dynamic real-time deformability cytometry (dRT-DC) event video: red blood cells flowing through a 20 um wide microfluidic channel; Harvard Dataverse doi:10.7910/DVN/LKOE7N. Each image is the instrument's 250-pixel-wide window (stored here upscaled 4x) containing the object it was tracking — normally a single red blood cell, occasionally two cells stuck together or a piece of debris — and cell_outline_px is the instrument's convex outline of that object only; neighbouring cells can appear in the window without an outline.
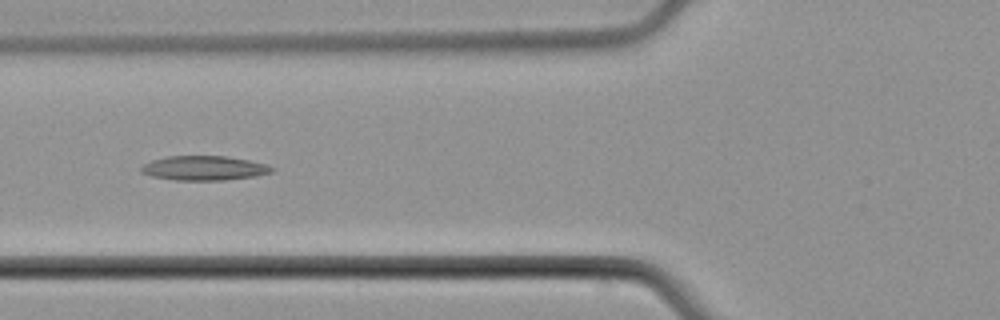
{"species": "common noctule bat (a hibernating species)", "species_latin": "Nyctalus noctula", "temperature_condition": "cold", "stored_images_in_passage": 9, "camera_frame_rate_fps": 3000, "um_per_image_px": 0.085, "animal": {"sex": "male", "body_mass_g": 21.5, "forearm_length_mm": 52.0}, "frame": {"image": 1, "passage_image": 6, "time_ms": 6.333, "image_size_px": [1000, 320], "cell_outline_px": [[276, 168], [272, 172], [256, 176], [224, 180], [176, 180], [152, 176], [140, 172], [140, 168], [144, 164], [152, 160], [168, 156], [224, 156], [248, 160], [268, 164]], "centroid_in_image_um": [17.37, 14.29], "position_along_channel_um": 108.4, "area_um2": 18.61}}
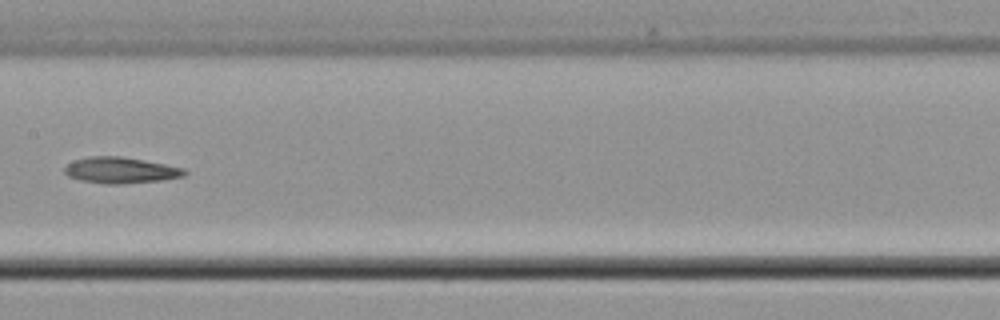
{"frame": {"image": 2, "passage_image": 8, "time_ms": 8.667, "image_size_px": [1000, 320], "cell_outline_px": [[188, 172], [184, 176], [160, 180], [120, 184], [104, 184], [80, 180], [68, 176], [64, 172], [64, 168], [68, 164], [76, 160], [88, 156], [120, 156], [144, 160], [184, 168]], "centroid_in_image_um": [10.24, 14.47], "position_along_channel_um": 197.2, "area_um2": 18.15}}
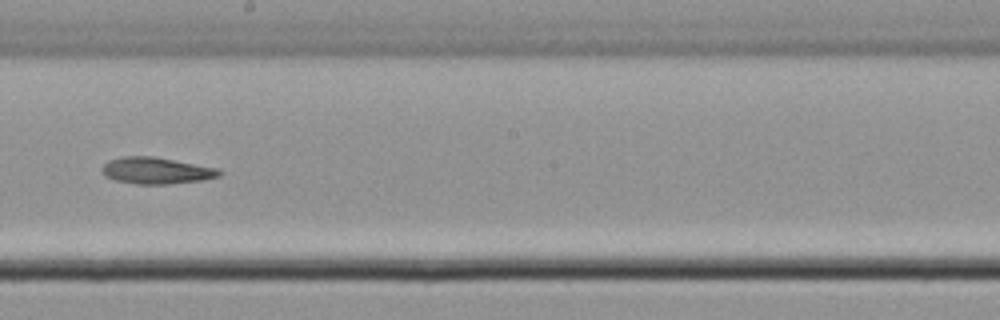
{"frame": {"image": 3, "passage_image": 9, "time_ms": 9.667, "image_size_px": [1000, 320], "cell_outline_px": [[224, 172], [220, 176], [204, 180], [168, 184], [136, 184], [116, 180], [104, 176], [104, 164], [108, 160], [124, 156], [152, 156], [216, 168]], "centroid_in_image_um": [13.31, 14.51], "position_along_channel_um": 234.9, "area_um2": 17.98}}